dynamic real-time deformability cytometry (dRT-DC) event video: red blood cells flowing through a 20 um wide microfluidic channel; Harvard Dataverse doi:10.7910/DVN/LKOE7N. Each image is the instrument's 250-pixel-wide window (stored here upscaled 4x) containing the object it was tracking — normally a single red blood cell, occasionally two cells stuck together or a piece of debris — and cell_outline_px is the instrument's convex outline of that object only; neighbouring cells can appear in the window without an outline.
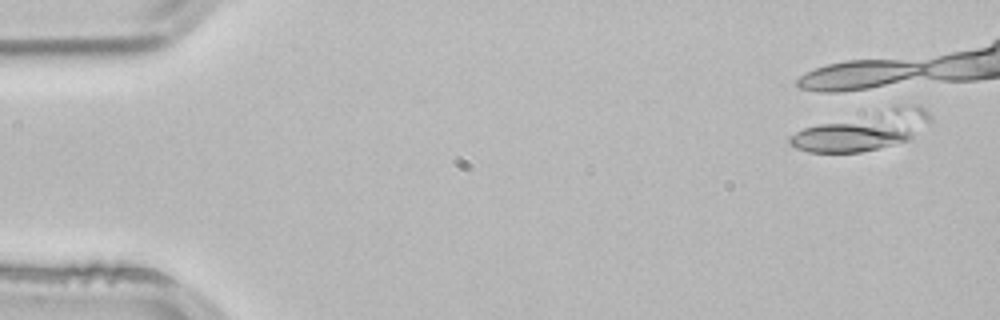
{"species": "common noctule bat (a hibernating species)", "species_latin": "Nyctalus noctula", "temperature_condition": "room temperature", "stored_images_in_passage": 9, "camera_frame_rate_fps": 3000, "um_per_image_px": 0.085, "animal": {"sex": "male", "body_mass_g": 21.5, "forearm_length_mm": 52.0}, "frame": {"image": 1, "passage_image": 1, "time_ms": 0.0, "image_size_px": [1000, 320], "cell_outline_px": [[932, 120], [912, 140], [860, 152], [808, 152], [796, 148], [788, 144], [788, 136], [804, 128], [820, 124], [908, 104], [920, 104], [932, 116]], "centroid_in_image_um": [73.42, 11.13], "position_along_channel_um": 11.6, "area_um2": 31.33}}